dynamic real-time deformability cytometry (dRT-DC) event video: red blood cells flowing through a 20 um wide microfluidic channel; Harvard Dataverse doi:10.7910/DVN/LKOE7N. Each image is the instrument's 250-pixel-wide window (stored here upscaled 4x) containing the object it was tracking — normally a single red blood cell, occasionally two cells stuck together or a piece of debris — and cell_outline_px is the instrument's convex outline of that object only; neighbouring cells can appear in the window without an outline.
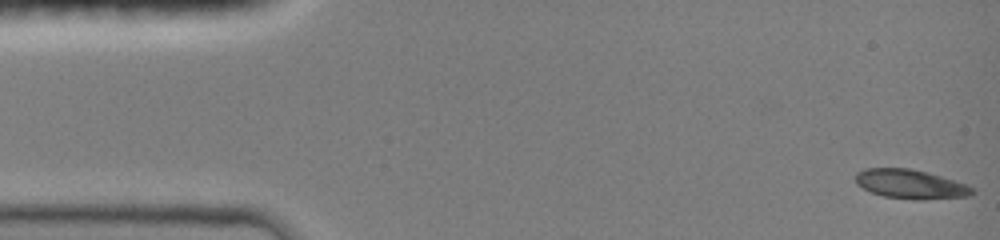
{"species": "common noctule bat (a hibernating species)", "species_latin": "Nyctalus noctula", "temperature_condition": "room temperature", "stored_images_in_passage": 47, "camera_frame_rate_fps": 3000, "um_per_image_px": 0.085, "animal": {"sex": "female", "body_mass_g": 19.0, "forearm_length_mm": 51.5}, "frame": {"image": 1, "passage_image": 1, "time_ms": 0.0, "image_size_px": [1000, 240], "cell_outline_px": [[976, 192], [972, 196], [920, 200], [884, 196], [872, 192], [856, 184], [856, 172], [864, 168], [908, 168], [928, 172], [964, 184], [972, 188]], "centroid_in_image_um": [77.39, 15.65], "position_along_channel_um": 7.6, "area_um2": 19.71}}
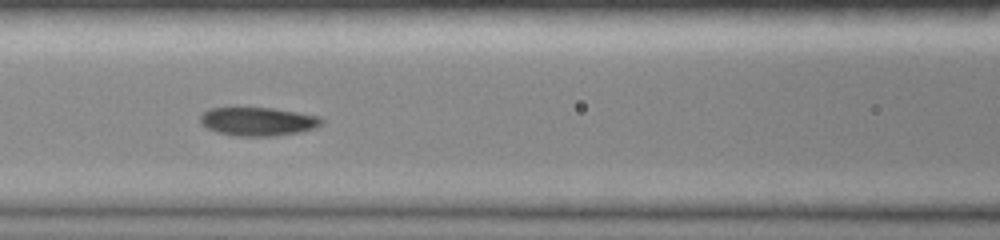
{"frame": {"image": 2, "passage_image": 20, "time_ms": 6.333, "image_size_px": [1000, 240], "cell_outline_px": [[324, 120], [316, 128], [300, 132], [276, 136], [236, 136], [216, 132], [208, 128], [200, 120], [200, 116], [208, 108], [276, 108], [320, 116]], "centroid_in_image_um": [21.96, 10.33], "position_along_channel_um": 144.6, "area_um2": 20.23}}
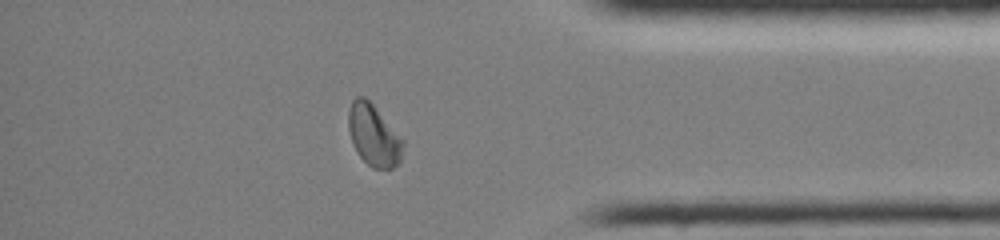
{"frame": {"image": 3, "passage_image": 40, "time_ms": 13.0, "image_size_px": [1000, 240], "cell_outline_px": [[404, 144], [400, 160], [392, 168], [372, 168], [356, 152], [348, 128], [348, 112], [352, 100], [356, 96], [364, 96], [372, 104], [404, 140]], "centroid_in_image_um": [31.75, 11.49], "position_along_channel_um": 403.4, "area_um2": 19.31}, "authors_computed_cell_mechanics": {"area_um2": 20.0566, "velocity_mm_per_s": 4.0385, "shape_relaxation_time_tau1_ms": 5.1262, "shape_relaxation_time_tau2_ms": 2.7271, "deformation_change_tau1": 0.1773, "deformation_change_tau2": 0.0524}}